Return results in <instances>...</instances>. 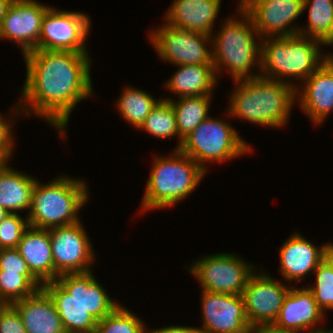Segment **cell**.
Listing matches in <instances>:
<instances>
[{"instance_id": "1", "label": "cell", "mask_w": 333, "mask_h": 333, "mask_svg": "<svg viewBox=\"0 0 333 333\" xmlns=\"http://www.w3.org/2000/svg\"><path fill=\"white\" fill-rule=\"evenodd\" d=\"M90 57L89 53L39 49L24 54L26 80L11 115L43 118L66 138L74 107L93 95Z\"/></svg>"}, {"instance_id": "2", "label": "cell", "mask_w": 333, "mask_h": 333, "mask_svg": "<svg viewBox=\"0 0 333 333\" xmlns=\"http://www.w3.org/2000/svg\"><path fill=\"white\" fill-rule=\"evenodd\" d=\"M234 84L226 111L228 117L271 128L288 124L292 107L297 102L295 87L261 76L235 80Z\"/></svg>"}, {"instance_id": "3", "label": "cell", "mask_w": 333, "mask_h": 333, "mask_svg": "<svg viewBox=\"0 0 333 333\" xmlns=\"http://www.w3.org/2000/svg\"><path fill=\"white\" fill-rule=\"evenodd\" d=\"M237 5V13L240 15L237 14L238 18L232 15L224 20L220 30L211 35L210 47L217 78L226 69L233 81L259 77L261 68L262 38L255 29L250 15ZM255 67L259 70L253 73L252 69Z\"/></svg>"}, {"instance_id": "4", "label": "cell", "mask_w": 333, "mask_h": 333, "mask_svg": "<svg viewBox=\"0 0 333 333\" xmlns=\"http://www.w3.org/2000/svg\"><path fill=\"white\" fill-rule=\"evenodd\" d=\"M323 45L319 39L300 34L264 37L261 39L260 76L296 88L292 80L303 83L326 61V54L320 48Z\"/></svg>"}, {"instance_id": "5", "label": "cell", "mask_w": 333, "mask_h": 333, "mask_svg": "<svg viewBox=\"0 0 333 333\" xmlns=\"http://www.w3.org/2000/svg\"><path fill=\"white\" fill-rule=\"evenodd\" d=\"M61 175L48 183L36 181L27 219L40 229L67 226L80 221L79 211L86 205L89 190L85 180Z\"/></svg>"}, {"instance_id": "6", "label": "cell", "mask_w": 333, "mask_h": 333, "mask_svg": "<svg viewBox=\"0 0 333 333\" xmlns=\"http://www.w3.org/2000/svg\"><path fill=\"white\" fill-rule=\"evenodd\" d=\"M154 158L140 205L144 212L175 206L186 199L207 174L179 149H174L169 157Z\"/></svg>"}, {"instance_id": "7", "label": "cell", "mask_w": 333, "mask_h": 333, "mask_svg": "<svg viewBox=\"0 0 333 333\" xmlns=\"http://www.w3.org/2000/svg\"><path fill=\"white\" fill-rule=\"evenodd\" d=\"M250 146L230 123L209 116L183 139L179 150L208 172L207 163L239 158L252 152Z\"/></svg>"}, {"instance_id": "8", "label": "cell", "mask_w": 333, "mask_h": 333, "mask_svg": "<svg viewBox=\"0 0 333 333\" xmlns=\"http://www.w3.org/2000/svg\"><path fill=\"white\" fill-rule=\"evenodd\" d=\"M241 258L225 252L205 255L193 261L188 272L199 281L202 291L242 295L255 267Z\"/></svg>"}, {"instance_id": "9", "label": "cell", "mask_w": 333, "mask_h": 333, "mask_svg": "<svg viewBox=\"0 0 333 333\" xmlns=\"http://www.w3.org/2000/svg\"><path fill=\"white\" fill-rule=\"evenodd\" d=\"M151 31L152 46L165 63L176 66L213 64L212 49L207 48L209 44L212 46L210 35L177 28L167 22Z\"/></svg>"}, {"instance_id": "10", "label": "cell", "mask_w": 333, "mask_h": 333, "mask_svg": "<svg viewBox=\"0 0 333 333\" xmlns=\"http://www.w3.org/2000/svg\"><path fill=\"white\" fill-rule=\"evenodd\" d=\"M90 27L87 14L50 7L43 17L36 49L88 53L85 43Z\"/></svg>"}, {"instance_id": "11", "label": "cell", "mask_w": 333, "mask_h": 333, "mask_svg": "<svg viewBox=\"0 0 333 333\" xmlns=\"http://www.w3.org/2000/svg\"><path fill=\"white\" fill-rule=\"evenodd\" d=\"M54 262V280L67 273L91 270L96 260L93 245L81 221L48 229Z\"/></svg>"}, {"instance_id": "12", "label": "cell", "mask_w": 333, "mask_h": 333, "mask_svg": "<svg viewBox=\"0 0 333 333\" xmlns=\"http://www.w3.org/2000/svg\"><path fill=\"white\" fill-rule=\"evenodd\" d=\"M291 286L255 271L242 293L247 320L252 327L274 324Z\"/></svg>"}, {"instance_id": "13", "label": "cell", "mask_w": 333, "mask_h": 333, "mask_svg": "<svg viewBox=\"0 0 333 333\" xmlns=\"http://www.w3.org/2000/svg\"><path fill=\"white\" fill-rule=\"evenodd\" d=\"M303 1L243 0L239 5L250 15L258 34L264 38L299 34L300 27L294 21L304 12Z\"/></svg>"}, {"instance_id": "14", "label": "cell", "mask_w": 333, "mask_h": 333, "mask_svg": "<svg viewBox=\"0 0 333 333\" xmlns=\"http://www.w3.org/2000/svg\"><path fill=\"white\" fill-rule=\"evenodd\" d=\"M203 333H250L242 295L201 290Z\"/></svg>"}, {"instance_id": "15", "label": "cell", "mask_w": 333, "mask_h": 333, "mask_svg": "<svg viewBox=\"0 0 333 333\" xmlns=\"http://www.w3.org/2000/svg\"><path fill=\"white\" fill-rule=\"evenodd\" d=\"M50 7L36 0H14L3 19L0 40L16 42L23 55L35 50L43 17Z\"/></svg>"}, {"instance_id": "16", "label": "cell", "mask_w": 333, "mask_h": 333, "mask_svg": "<svg viewBox=\"0 0 333 333\" xmlns=\"http://www.w3.org/2000/svg\"><path fill=\"white\" fill-rule=\"evenodd\" d=\"M324 318V312L318 307L312 292L307 287L292 286L274 325L291 331L321 333L323 328L319 325Z\"/></svg>"}, {"instance_id": "17", "label": "cell", "mask_w": 333, "mask_h": 333, "mask_svg": "<svg viewBox=\"0 0 333 333\" xmlns=\"http://www.w3.org/2000/svg\"><path fill=\"white\" fill-rule=\"evenodd\" d=\"M296 84L301 111L319 126L333 111V68L325 61L303 83Z\"/></svg>"}, {"instance_id": "18", "label": "cell", "mask_w": 333, "mask_h": 333, "mask_svg": "<svg viewBox=\"0 0 333 333\" xmlns=\"http://www.w3.org/2000/svg\"><path fill=\"white\" fill-rule=\"evenodd\" d=\"M327 243L314 245L298 232L288 238L279 249V270L284 281H302L308 273L314 272L325 258Z\"/></svg>"}, {"instance_id": "19", "label": "cell", "mask_w": 333, "mask_h": 333, "mask_svg": "<svg viewBox=\"0 0 333 333\" xmlns=\"http://www.w3.org/2000/svg\"><path fill=\"white\" fill-rule=\"evenodd\" d=\"M56 281L97 321L112 313L120 305L109 297L92 271L62 274Z\"/></svg>"}, {"instance_id": "20", "label": "cell", "mask_w": 333, "mask_h": 333, "mask_svg": "<svg viewBox=\"0 0 333 333\" xmlns=\"http://www.w3.org/2000/svg\"><path fill=\"white\" fill-rule=\"evenodd\" d=\"M221 0H174L164 15L171 26L213 35Z\"/></svg>"}, {"instance_id": "21", "label": "cell", "mask_w": 333, "mask_h": 333, "mask_svg": "<svg viewBox=\"0 0 333 333\" xmlns=\"http://www.w3.org/2000/svg\"><path fill=\"white\" fill-rule=\"evenodd\" d=\"M11 305L19 313L26 333H66L51 297L43 288Z\"/></svg>"}, {"instance_id": "22", "label": "cell", "mask_w": 333, "mask_h": 333, "mask_svg": "<svg viewBox=\"0 0 333 333\" xmlns=\"http://www.w3.org/2000/svg\"><path fill=\"white\" fill-rule=\"evenodd\" d=\"M16 249L30 272L42 283L54 281V262L48 229L29 226Z\"/></svg>"}, {"instance_id": "23", "label": "cell", "mask_w": 333, "mask_h": 333, "mask_svg": "<svg viewBox=\"0 0 333 333\" xmlns=\"http://www.w3.org/2000/svg\"><path fill=\"white\" fill-rule=\"evenodd\" d=\"M178 70L165 82V88L178 98L213 95L217 75L213 64L178 65Z\"/></svg>"}, {"instance_id": "24", "label": "cell", "mask_w": 333, "mask_h": 333, "mask_svg": "<svg viewBox=\"0 0 333 333\" xmlns=\"http://www.w3.org/2000/svg\"><path fill=\"white\" fill-rule=\"evenodd\" d=\"M42 288L51 297L66 333H94L97 320L56 281Z\"/></svg>"}, {"instance_id": "25", "label": "cell", "mask_w": 333, "mask_h": 333, "mask_svg": "<svg viewBox=\"0 0 333 333\" xmlns=\"http://www.w3.org/2000/svg\"><path fill=\"white\" fill-rule=\"evenodd\" d=\"M37 179L9 165L0 166V206L9 213L29 210Z\"/></svg>"}, {"instance_id": "26", "label": "cell", "mask_w": 333, "mask_h": 333, "mask_svg": "<svg viewBox=\"0 0 333 333\" xmlns=\"http://www.w3.org/2000/svg\"><path fill=\"white\" fill-rule=\"evenodd\" d=\"M213 95H200L178 98L174 101L171 97L162 98L169 101L176 114L177 130L183 140L210 114L209 108Z\"/></svg>"}, {"instance_id": "27", "label": "cell", "mask_w": 333, "mask_h": 333, "mask_svg": "<svg viewBox=\"0 0 333 333\" xmlns=\"http://www.w3.org/2000/svg\"><path fill=\"white\" fill-rule=\"evenodd\" d=\"M308 8V25L300 27L299 34L316 38L325 45L333 39V0H304L303 11Z\"/></svg>"}, {"instance_id": "28", "label": "cell", "mask_w": 333, "mask_h": 333, "mask_svg": "<svg viewBox=\"0 0 333 333\" xmlns=\"http://www.w3.org/2000/svg\"><path fill=\"white\" fill-rule=\"evenodd\" d=\"M160 100L145 90L127 85L118 98L116 108L125 121L139 128Z\"/></svg>"}, {"instance_id": "29", "label": "cell", "mask_w": 333, "mask_h": 333, "mask_svg": "<svg viewBox=\"0 0 333 333\" xmlns=\"http://www.w3.org/2000/svg\"><path fill=\"white\" fill-rule=\"evenodd\" d=\"M155 136L166 139L178 136L179 143L175 149H179L183 140L179 137L177 130L176 114L172 104L161 98L157 105L151 110L142 125L138 128Z\"/></svg>"}, {"instance_id": "30", "label": "cell", "mask_w": 333, "mask_h": 333, "mask_svg": "<svg viewBox=\"0 0 333 333\" xmlns=\"http://www.w3.org/2000/svg\"><path fill=\"white\" fill-rule=\"evenodd\" d=\"M42 285L33 274L0 271V300L11 305L34 294Z\"/></svg>"}, {"instance_id": "31", "label": "cell", "mask_w": 333, "mask_h": 333, "mask_svg": "<svg viewBox=\"0 0 333 333\" xmlns=\"http://www.w3.org/2000/svg\"><path fill=\"white\" fill-rule=\"evenodd\" d=\"M94 333H150L145 323L120 304L112 313L97 321Z\"/></svg>"}, {"instance_id": "32", "label": "cell", "mask_w": 333, "mask_h": 333, "mask_svg": "<svg viewBox=\"0 0 333 333\" xmlns=\"http://www.w3.org/2000/svg\"><path fill=\"white\" fill-rule=\"evenodd\" d=\"M316 281L307 288L314 295L318 307L324 312L333 310V265L325 257L313 272Z\"/></svg>"}, {"instance_id": "33", "label": "cell", "mask_w": 333, "mask_h": 333, "mask_svg": "<svg viewBox=\"0 0 333 333\" xmlns=\"http://www.w3.org/2000/svg\"><path fill=\"white\" fill-rule=\"evenodd\" d=\"M29 227L27 216L10 213L0 223V245L2 248H16L23 233Z\"/></svg>"}, {"instance_id": "34", "label": "cell", "mask_w": 333, "mask_h": 333, "mask_svg": "<svg viewBox=\"0 0 333 333\" xmlns=\"http://www.w3.org/2000/svg\"><path fill=\"white\" fill-rule=\"evenodd\" d=\"M4 116L0 114V166L10 164L9 160L14 157L12 155L15 147L14 134L12 133L14 132L12 131L14 123Z\"/></svg>"}, {"instance_id": "35", "label": "cell", "mask_w": 333, "mask_h": 333, "mask_svg": "<svg viewBox=\"0 0 333 333\" xmlns=\"http://www.w3.org/2000/svg\"><path fill=\"white\" fill-rule=\"evenodd\" d=\"M0 271L32 274L16 248H2L0 250Z\"/></svg>"}, {"instance_id": "36", "label": "cell", "mask_w": 333, "mask_h": 333, "mask_svg": "<svg viewBox=\"0 0 333 333\" xmlns=\"http://www.w3.org/2000/svg\"><path fill=\"white\" fill-rule=\"evenodd\" d=\"M0 333H26L22 319L12 305H7L0 313Z\"/></svg>"}, {"instance_id": "37", "label": "cell", "mask_w": 333, "mask_h": 333, "mask_svg": "<svg viewBox=\"0 0 333 333\" xmlns=\"http://www.w3.org/2000/svg\"><path fill=\"white\" fill-rule=\"evenodd\" d=\"M150 333H203L199 327L171 325L159 329H149Z\"/></svg>"}, {"instance_id": "38", "label": "cell", "mask_w": 333, "mask_h": 333, "mask_svg": "<svg viewBox=\"0 0 333 333\" xmlns=\"http://www.w3.org/2000/svg\"><path fill=\"white\" fill-rule=\"evenodd\" d=\"M250 333H303L279 328L274 324L257 325L251 328Z\"/></svg>"}, {"instance_id": "39", "label": "cell", "mask_w": 333, "mask_h": 333, "mask_svg": "<svg viewBox=\"0 0 333 333\" xmlns=\"http://www.w3.org/2000/svg\"><path fill=\"white\" fill-rule=\"evenodd\" d=\"M14 0H0V29L3 23L5 14L8 11V8L11 6Z\"/></svg>"}, {"instance_id": "40", "label": "cell", "mask_w": 333, "mask_h": 333, "mask_svg": "<svg viewBox=\"0 0 333 333\" xmlns=\"http://www.w3.org/2000/svg\"><path fill=\"white\" fill-rule=\"evenodd\" d=\"M325 257L333 265V243H327L326 244Z\"/></svg>"}, {"instance_id": "41", "label": "cell", "mask_w": 333, "mask_h": 333, "mask_svg": "<svg viewBox=\"0 0 333 333\" xmlns=\"http://www.w3.org/2000/svg\"><path fill=\"white\" fill-rule=\"evenodd\" d=\"M333 46V39L330 40L325 46ZM326 54V62L333 68V53L329 52L328 54Z\"/></svg>"}, {"instance_id": "42", "label": "cell", "mask_w": 333, "mask_h": 333, "mask_svg": "<svg viewBox=\"0 0 333 333\" xmlns=\"http://www.w3.org/2000/svg\"><path fill=\"white\" fill-rule=\"evenodd\" d=\"M10 213L2 206H0V223L4 218H6Z\"/></svg>"}, {"instance_id": "43", "label": "cell", "mask_w": 333, "mask_h": 333, "mask_svg": "<svg viewBox=\"0 0 333 333\" xmlns=\"http://www.w3.org/2000/svg\"><path fill=\"white\" fill-rule=\"evenodd\" d=\"M7 305L8 304H6L4 301L0 300V313Z\"/></svg>"}, {"instance_id": "44", "label": "cell", "mask_w": 333, "mask_h": 333, "mask_svg": "<svg viewBox=\"0 0 333 333\" xmlns=\"http://www.w3.org/2000/svg\"><path fill=\"white\" fill-rule=\"evenodd\" d=\"M321 333H333V329H325V328H323V330L321 331Z\"/></svg>"}]
</instances>
